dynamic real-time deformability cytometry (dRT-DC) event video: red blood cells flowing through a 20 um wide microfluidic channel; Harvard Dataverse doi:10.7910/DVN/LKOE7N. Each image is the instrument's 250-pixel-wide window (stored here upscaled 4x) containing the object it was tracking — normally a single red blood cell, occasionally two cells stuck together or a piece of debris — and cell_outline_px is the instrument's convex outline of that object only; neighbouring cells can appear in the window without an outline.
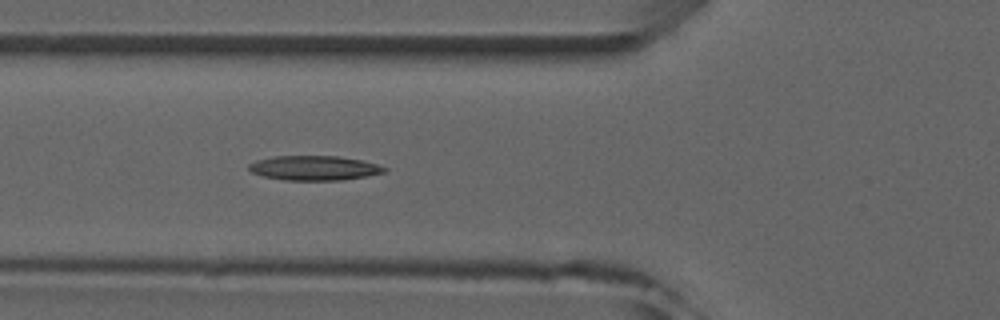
{"species": "common noctule bat (a hibernating species)", "species_latin": "Nyctalus noctula", "temperature_condition": "room temperature", "stored_images_in_passage": 5, "camera_frame_rate_fps": 3000, "um_per_image_px": 0.085, "animal": {"sex": "male", "forearm_length_mm": 52.5}, "frame": {"image": 1, "passage_image": 5, "time_ms": 4.667, "image_size_px": [1000, 320], "cell_outline_px": [[388, 168], [384, 172], [344, 180], [284, 180], [264, 176], [252, 172], [248, 168], [248, 164], [256, 160], [272, 156], [336, 156], [360, 160], [376, 164]], "centroid_in_image_um": [26.67, 14.28], "position_along_channel_um": 99.1, "area_um2": 19.25}}